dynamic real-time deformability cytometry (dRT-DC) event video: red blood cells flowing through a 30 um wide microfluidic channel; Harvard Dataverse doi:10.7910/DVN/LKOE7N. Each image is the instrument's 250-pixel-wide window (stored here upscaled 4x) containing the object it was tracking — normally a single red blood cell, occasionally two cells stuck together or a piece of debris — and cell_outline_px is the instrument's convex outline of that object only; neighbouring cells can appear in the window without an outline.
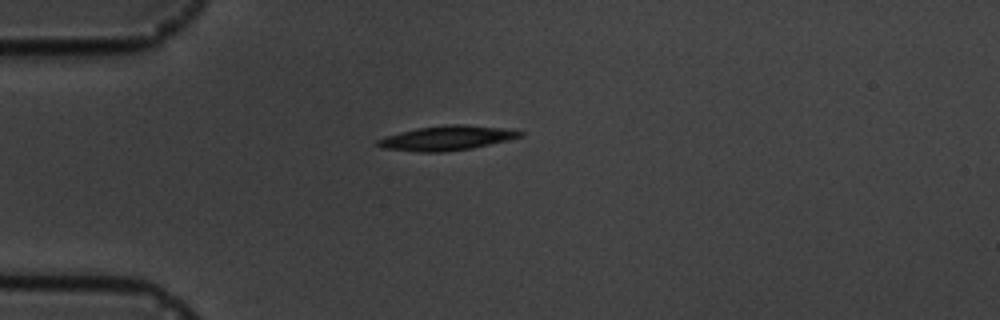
{"species": "common noctule bat (a hibernating species)", "species_latin": "Nyctalus noctula", "temperature_condition": "cold", "stored_images_in_passage": 3, "camera_frame_rate_fps": 3000, "um_per_image_px": 0.085, "animal": {"sex": "male", "body_mass_g": 19.5, "forearm_length_mm": 54.6}, "frame": {"image": 1, "passage_image": 1, "time_ms": 0.0, "image_size_px": [1000, 320], "cell_outline_px": [[524, 136], [508, 140], [472, 148], [444, 152], [420, 152], [384, 148], [376, 144], [376, 140], [400, 132], [416, 128], [448, 124], [464, 124], [504, 128], [524, 132]], "centroid_in_image_um": [38.01, 11.73], "position_along_channel_um": 47.0, "area_um2": 20.29}}
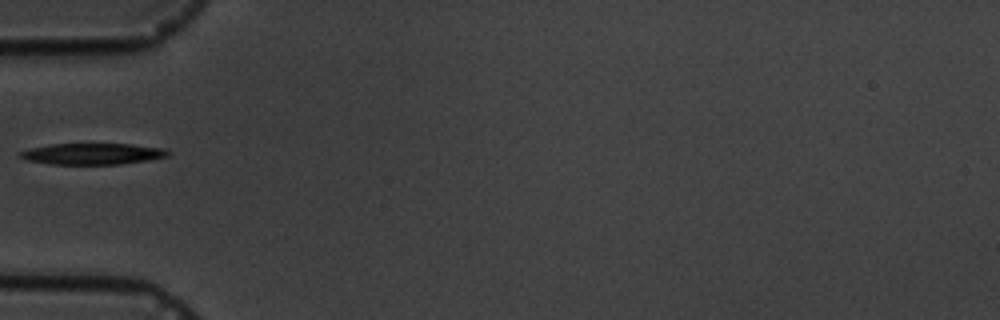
{"frame": {"image": 2, "passage_image": 2, "time_ms": 1.333, "image_size_px": [1000, 320], "cell_outline_px": [[172, 152], [168, 156], [148, 160], [120, 164], [52, 164], [28, 160], [20, 156], [20, 152], [32, 148], [48, 144], [132, 144], [164, 148]], "centroid_in_image_um": [7.93, 13.07], "position_along_channel_um": 77.1, "area_um2": 18.15}}
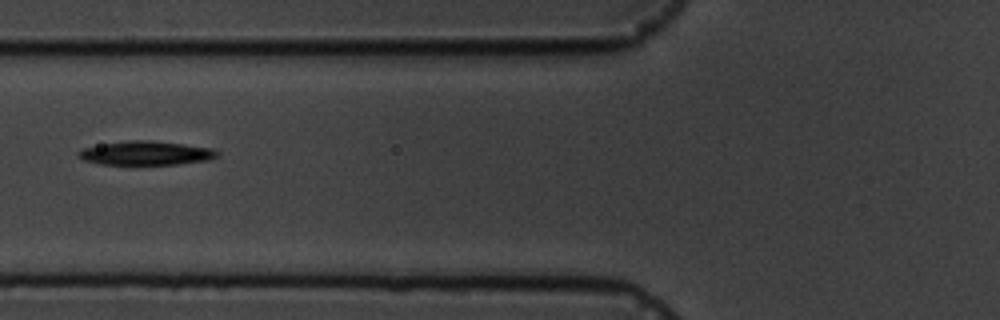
{"frame": {"image": 3, "passage_image": 3, "time_ms": 2.333, "image_size_px": [1000, 320], "cell_outline_px": [[220, 152], [216, 156], [208, 160], [180, 164], [100, 164], [84, 160], [76, 156], [76, 152], [84, 148], [104, 144], [128, 140], [152, 140], [212, 148]], "centroid_in_image_um": [12.4, 13.01], "position_along_channel_um": 113.4, "area_um2": 19.25}}